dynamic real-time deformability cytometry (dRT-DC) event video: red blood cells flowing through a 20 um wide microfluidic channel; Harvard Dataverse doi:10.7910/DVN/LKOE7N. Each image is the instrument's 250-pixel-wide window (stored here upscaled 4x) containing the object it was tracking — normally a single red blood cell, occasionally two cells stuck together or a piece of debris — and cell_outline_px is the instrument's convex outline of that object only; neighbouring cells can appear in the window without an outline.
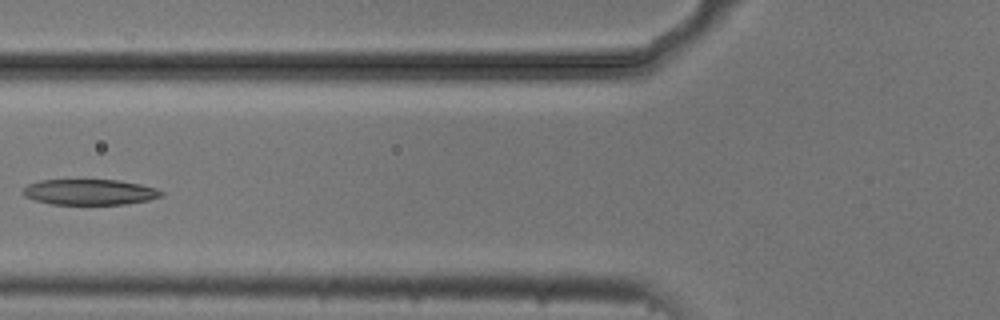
{"species": "common noctule bat (a hibernating species)", "species_latin": "Nyctalus noctula", "temperature_condition": "cold", "stored_images_in_passage": 7, "camera_frame_rate_fps": 3000, "um_per_image_px": 0.085, "animal": {"sex": "male", "body_mass_g": 20.5, "forearm_length_mm": 52.5}, "frame": {"image": 1, "passage_image": 6, "time_ms": 1.667, "image_size_px": [1000, 320], "cell_outline_px": [[164, 196], [148, 200], [124, 204], [52, 204], [36, 200], [24, 196], [20, 192], [28, 184], [40, 180], [120, 180], [140, 184], [156, 188], [164, 192]], "centroid_in_image_um": [7.63, 16.32], "position_along_channel_um": 118.2, "area_um2": 20.69}}
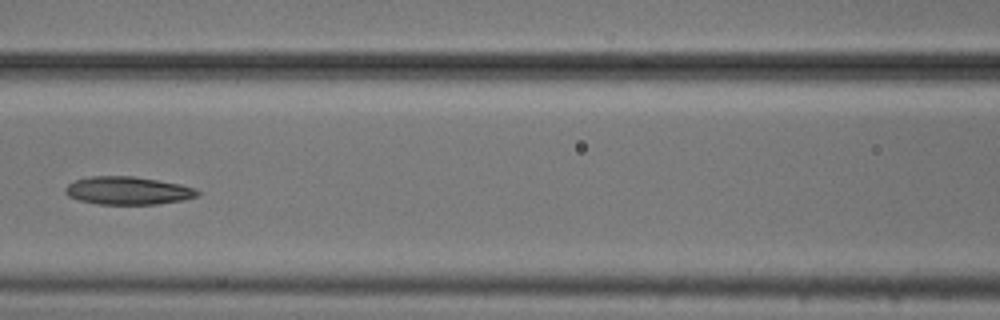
{"frame": {"image": 2, "passage_image": 7, "time_ms": 2.0, "image_size_px": [1000, 320], "cell_outline_px": [[200, 192], [196, 196], [184, 200], [156, 204], [96, 204], [80, 200], [68, 196], [64, 192], [64, 188], [68, 184], [76, 180], [92, 176], [132, 176], [180, 184], [196, 188]], "centroid_in_image_um": [10.86, 16.2], "position_along_channel_um": 155.7, "area_um2": 21.44}}